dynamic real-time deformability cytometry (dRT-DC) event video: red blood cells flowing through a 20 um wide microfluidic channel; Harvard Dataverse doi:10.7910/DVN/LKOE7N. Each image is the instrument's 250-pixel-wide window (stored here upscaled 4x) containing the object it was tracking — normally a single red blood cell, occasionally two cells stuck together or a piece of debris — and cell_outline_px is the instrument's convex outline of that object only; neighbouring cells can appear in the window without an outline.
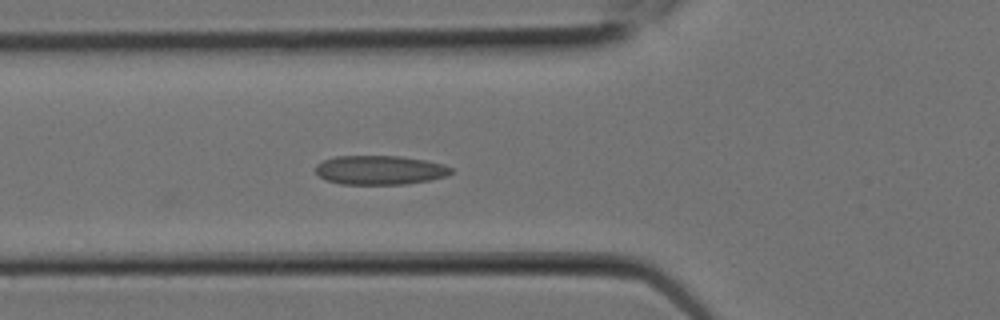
{"species": "Egyptian fruit bat (a non-hibernating species)", "species_latin": "Rousettus aegyptiacus", "temperature_condition": "room temperature", "stored_images_in_passage": 7, "camera_frame_rate_fps": 3000, "um_per_image_px": 0.085, "animal": {"sex": "female"}, "frame": {"image": 1, "passage_image": 7, "time_ms": 2.0, "image_size_px": [1000, 320], "cell_outline_px": [[452, 172], [448, 176], [428, 180], [404, 184], [340, 184], [328, 180], [320, 176], [316, 172], [316, 164], [324, 160], [336, 156], [400, 156], [424, 160], [444, 164], [452, 168]], "centroid_in_image_um": [32.3, 14.45], "position_along_channel_um": 93.5, "area_um2": 22.89}}